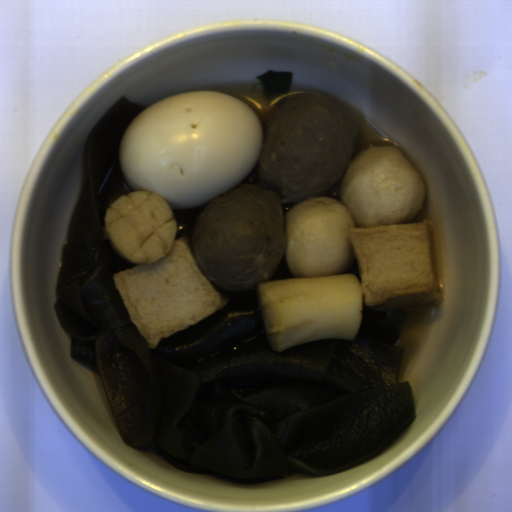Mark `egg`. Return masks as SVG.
<instances>
[{"label": "egg", "instance_id": "1", "mask_svg": "<svg viewBox=\"0 0 512 512\" xmlns=\"http://www.w3.org/2000/svg\"><path fill=\"white\" fill-rule=\"evenodd\" d=\"M262 148L250 105L216 90H195L137 115L122 136L121 169L133 192H153L170 209L188 210L240 186Z\"/></svg>", "mask_w": 512, "mask_h": 512}]
</instances>
